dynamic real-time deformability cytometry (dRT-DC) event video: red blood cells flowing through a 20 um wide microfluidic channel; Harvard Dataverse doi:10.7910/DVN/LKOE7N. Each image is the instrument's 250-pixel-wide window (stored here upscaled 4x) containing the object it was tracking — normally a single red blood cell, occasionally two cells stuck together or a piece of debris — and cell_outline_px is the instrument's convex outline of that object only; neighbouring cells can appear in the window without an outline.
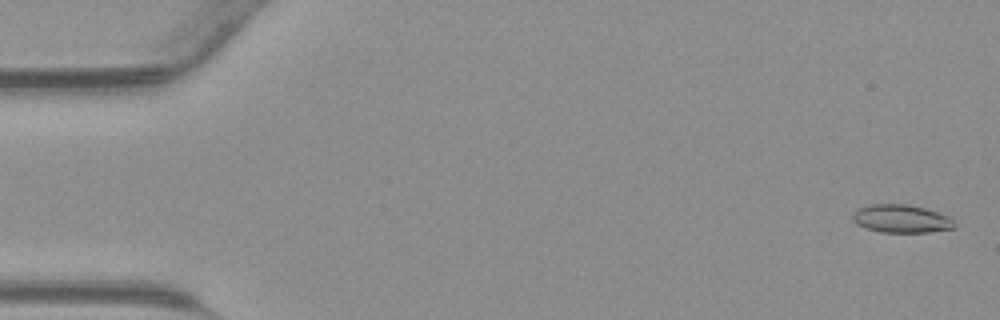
{"species": "common noctule bat (a hibernating species)", "species_latin": "Nyctalus noctula", "temperature_condition": "warm", "stored_images_in_passage": 45, "camera_frame_rate_fps": 3000, "um_per_image_px": 0.085, "animal": {"sex": "male", "body_mass_g": 23.1, "forearm_length_mm": 52.7}, "frame": {"image": 1, "passage_image": 2, "time_ms": 0.333, "image_size_px": [1000, 320], "cell_outline_px": [[952, 228], [928, 232], [880, 232], [864, 228], [856, 224], [852, 220], [852, 212], [856, 208], [868, 204], [908, 204], [924, 208], [948, 216], [952, 220]], "centroid_in_image_um": [76.49, 18.58], "position_along_channel_um": 8.5, "area_um2": 16.65}}
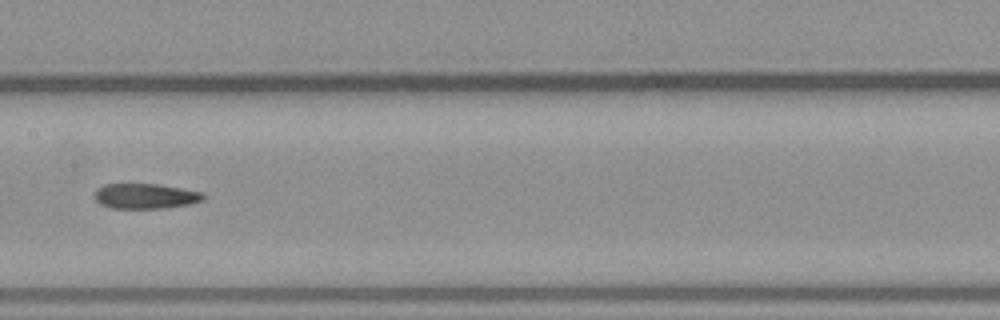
{"frame": {"image": 2, "passage_image": 23, "time_ms": 7.333, "image_size_px": [1000, 320], "cell_outline_px": [[204, 200], [188, 204], [164, 208], [112, 208], [100, 204], [92, 196], [96, 188], [104, 184], [160, 184], [204, 192]], "centroid_in_image_um": [12.33, 16.66], "position_along_channel_um": 195.1, "area_um2": 16.13}}
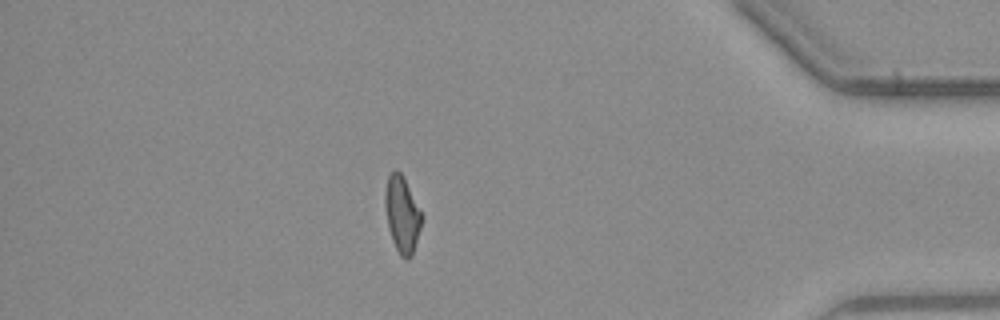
{"frame": {"image": 3, "passage_image": 39, "time_ms": 12.667, "image_size_px": [1000, 320], "cell_outline_px": [[424, 216], [412, 256], [408, 260], [404, 260], [400, 256], [392, 240], [388, 228], [384, 204], [384, 192], [388, 176], [396, 168], [404, 176]], "centroid_in_image_um": [34.18, 18.22], "position_along_channel_um": 401.0, "area_um2": 16.7}}